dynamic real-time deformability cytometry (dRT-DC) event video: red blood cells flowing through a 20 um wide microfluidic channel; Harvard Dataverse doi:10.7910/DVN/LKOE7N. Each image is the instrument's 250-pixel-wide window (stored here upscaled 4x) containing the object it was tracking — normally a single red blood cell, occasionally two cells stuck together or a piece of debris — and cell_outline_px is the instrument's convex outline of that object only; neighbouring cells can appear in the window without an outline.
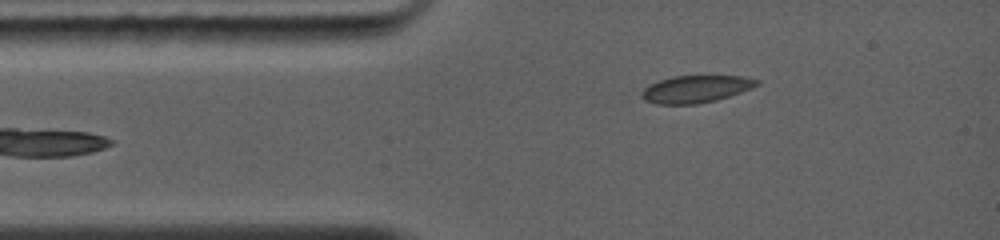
{"species": "common noctule bat (a hibernating species)", "species_latin": "Nyctalus noctula", "temperature_condition": "warm", "stored_images_in_passage": 35, "camera_frame_rate_fps": 5000, "um_per_image_px": 0.085, "animal": {"sex": "female", "body_mass_g": 19.0, "forearm_length_mm": 56.7}, "frame": {"image": 1, "passage_image": 3, "time_ms": 0.4, "image_size_px": [1000, 240], "cell_outline_px": [[760, 84], [752, 88], [716, 100], [696, 104], [656, 104], [644, 100], [640, 96], [640, 92], [648, 84], [672, 76], [744, 76], [760, 80]], "centroid_in_image_um": [59.12, 7.56], "position_along_channel_um": 25.9, "area_um2": 18.38}}
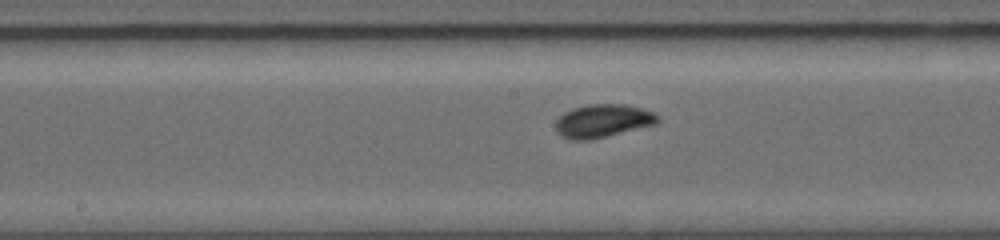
{"frame": {"image": 2, "passage_image": 20, "time_ms": 4.8, "image_size_px": [1000, 240], "cell_outline_px": [[660, 120], [656, 124], [592, 140], [572, 140], [560, 136], [556, 132], [556, 120], [564, 112], [572, 108], [588, 104], [624, 104], [640, 108], [652, 112], [660, 116]], "centroid_in_image_um": [51.22, 10.28], "position_along_channel_um": 197.0, "area_um2": 19.88}}
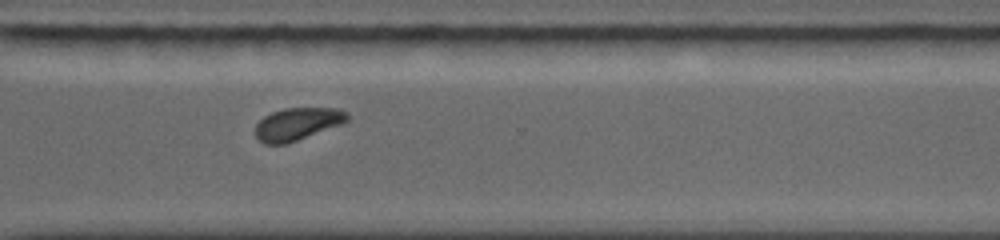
{"frame": {"image": 3, "passage_image": 33, "time_ms": 8.2, "image_size_px": [1000, 240], "cell_outline_px": [[348, 120], [344, 124], [288, 144], [264, 144], [256, 136], [256, 124], [264, 116], [272, 112], [284, 108], [336, 108], [348, 112]], "centroid_in_image_um": [25.31, 10.54], "position_along_channel_um": 345.3, "area_um2": 17.63}, "authors_computed_cell_mechanics": {"area_um2": 18.3226, "velocity_mm_per_s": 4.3635, "shape_relaxation_time_tau1_ms": 2.8271, "shape_relaxation_time_tau2_ms": 1.4699, "deformation_change_tau1": 0.0956, "deformation_change_tau2": 0.0303}}